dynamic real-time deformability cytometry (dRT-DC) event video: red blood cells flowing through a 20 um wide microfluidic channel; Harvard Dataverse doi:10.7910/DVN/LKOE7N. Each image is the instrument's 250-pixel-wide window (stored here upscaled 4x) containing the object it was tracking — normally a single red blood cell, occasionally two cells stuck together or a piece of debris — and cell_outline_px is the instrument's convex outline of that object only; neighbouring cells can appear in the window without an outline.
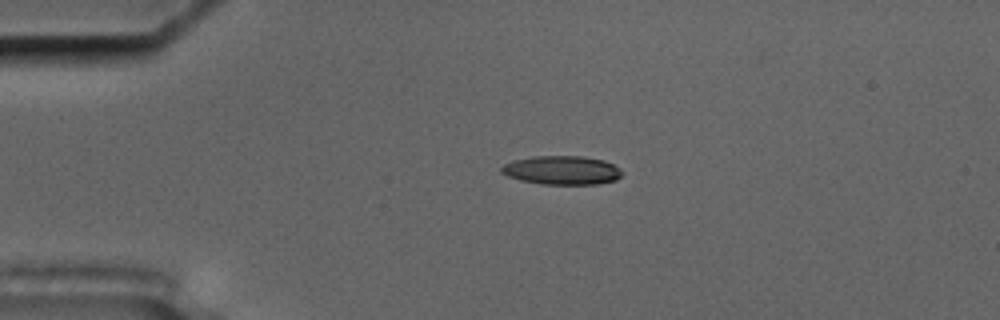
{"species": "common noctule bat (a hibernating species)", "species_latin": "Nyctalus noctula", "temperature_condition": "cold", "stored_images_in_passage": 56, "camera_frame_rate_fps": 3000, "um_per_image_px": 0.085, "animal": {"sex": "male", "body_mass_g": 17.5, "forearm_length_mm": 52.3}, "frame": {"image": 1, "passage_image": 12, "time_ms": 3.667, "image_size_px": [1000, 320], "cell_outline_px": [[624, 172], [616, 180], [596, 184], [540, 184], [520, 180], [508, 176], [500, 172], [500, 168], [504, 164], [512, 160], [532, 156], [580, 156], [604, 160], [620, 168]], "centroid_in_image_um": [47.74, 14.46], "position_along_channel_um": 37.3, "area_um2": 20.35}}
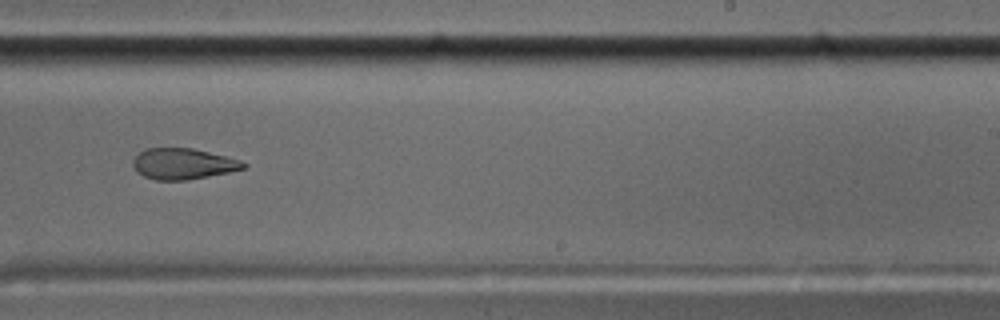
{"frame": {"image": 2, "passage_image": 35, "time_ms": 11.333, "image_size_px": [1000, 320], "cell_outline_px": [[248, 164], [244, 168], [228, 172], [188, 180], [156, 180], [144, 176], [136, 172], [132, 164], [132, 160], [144, 148], [192, 148], [240, 160]], "centroid_in_image_um": [15.52, 13.92], "position_along_channel_um": 273.5, "area_um2": 19.83}}
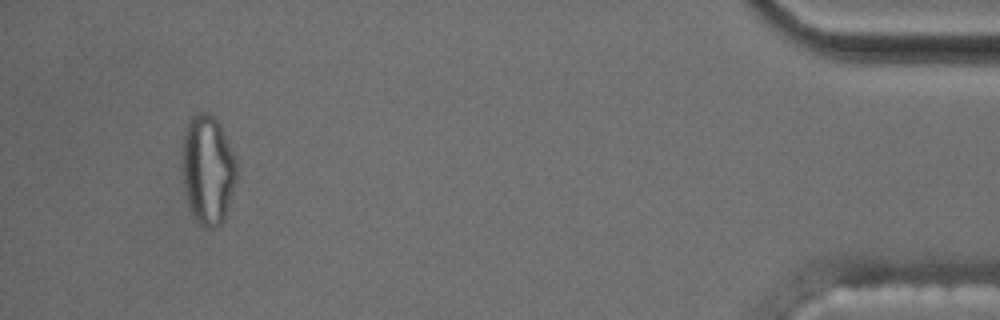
{"frame": {"image": 3, "passage_image": 53, "time_ms": 17.333, "image_size_px": [1000, 320], "cell_outline_px": [[236, 176], [224, 220], [220, 224], [212, 228], [204, 228], [196, 220], [188, 204], [184, 188], [184, 128], [188, 120], [192, 116], [200, 112], [208, 112], [220, 124], [236, 160]], "centroid_in_image_um": [17.66, 14.42], "position_along_channel_um": 417.5, "area_um2": 33.99}, "authors_computed_cell_mechanics": {"area_um2": 20.519, "velocity_mm_per_s": 3.5457, "shape_relaxation_time_tau1_ms": 9.9496, "shape_relaxation_time_tau2_ms": 2.1246, "deformation_change_tau1": 0.3165, "deformation_change_tau2": 0.0989}}